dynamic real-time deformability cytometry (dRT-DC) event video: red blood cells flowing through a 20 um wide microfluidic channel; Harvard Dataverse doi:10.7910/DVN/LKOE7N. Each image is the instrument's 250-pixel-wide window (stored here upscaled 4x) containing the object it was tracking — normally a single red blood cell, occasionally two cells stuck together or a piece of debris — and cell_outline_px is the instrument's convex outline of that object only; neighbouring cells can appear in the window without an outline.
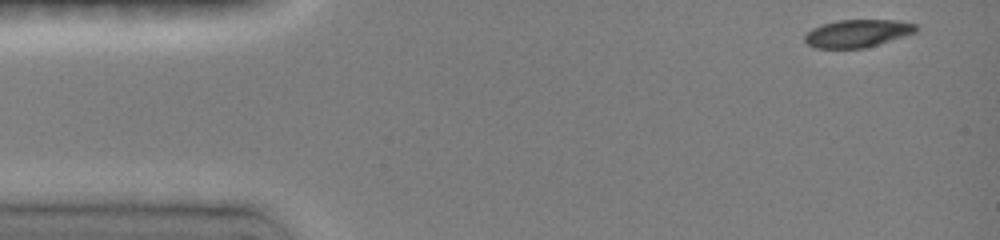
{"species": "common noctule bat (a hibernating species)", "species_latin": "Nyctalus noctula", "temperature_condition": "room temperature", "stored_images_in_passage": 12, "camera_frame_rate_fps": 3000, "um_per_image_px": 0.085, "animal": {"sex": "female", "body_mass_g": 19.0, "forearm_length_mm": 51.5}, "frame": {"image": 1, "passage_image": 1, "time_ms": 0.0, "image_size_px": [1000, 240], "cell_outline_px": [[920, 28], [916, 32], [904, 36], [864, 48], [816, 48], [808, 44], [804, 40], [804, 36], [812, 28], [824, 24], [840, 20], [892, 20], [916, 24]], "centroid_in_image_um": [72.89, 2.84], "position_along_channel_um": 12.1, "area_um2": 17.74}}
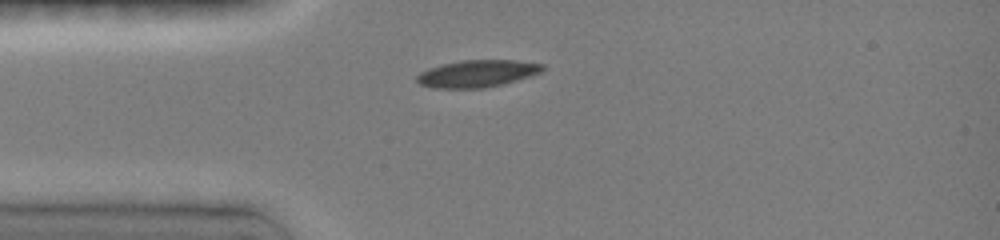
{"frame": {"image": 2, "passage_image": 7, "time_ms": 3.0, "image_size_px": [1000, 240], "cell_outline_px": [[544, 68], [540, 72], [528, 76], [500, 84], [484, 88], [436, 88], [420, 84], [416, 80], [416, 76], [420, 72], [444, 64], [464, 60], [512, 60], [544, 64]], "centroid_in_image_um": [40.54, 6.25], "position_along_channel_um": 44.5, "area_um2": 19.36}}
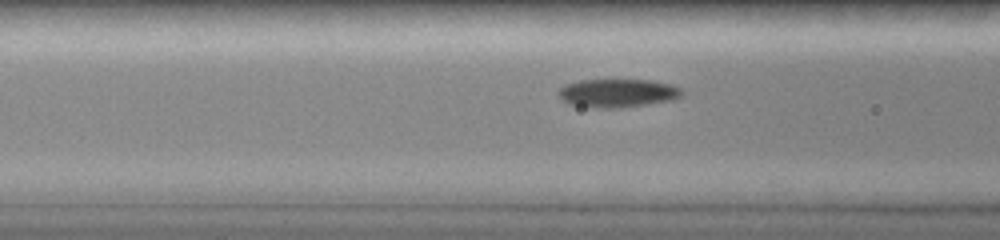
{"frame": {"image": 3, "passage_image": 11, "time_ms": 5.0, "image_size_px": [1000, 240], "cell_outline_px": [[680, 96], [672, 100], [616, 108], [592, 108], [568, 104], [560, 96], [560, 88], [568, 84], [580, 80], [648, 80], [668, 84], [680, 88]], "centroid_in_image_um": [52.45, 7.92], "position_along_channel_um": 114.1, "area_um2": 19.94}}